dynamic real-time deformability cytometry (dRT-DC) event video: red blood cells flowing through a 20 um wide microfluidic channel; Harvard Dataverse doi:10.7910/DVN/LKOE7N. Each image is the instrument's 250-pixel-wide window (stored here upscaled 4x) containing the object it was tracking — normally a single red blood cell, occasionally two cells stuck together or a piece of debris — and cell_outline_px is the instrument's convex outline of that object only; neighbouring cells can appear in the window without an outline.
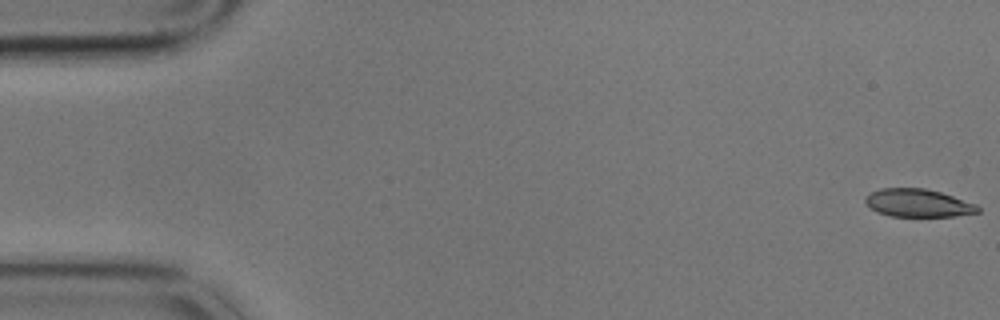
{"species": "common noctule bat (a hibernating species)", "species_latin": "Nyctalus noctula", "temperature_condition": "cold", "stored_images_in_passage": 16, "camera_frame_rate_fps": 3000, "um_per_image_px": 0.085, "animal": {"sex": "male", "body_mass_g": 17.9}, "frame": {"image": 1, "passage_image": 1, "time_ms": 0.0, "image_size_px": [1000, 320], "cell_outline_px": [[980, 212], [956, 216], [892, 216], [876, 212], [864, 200], [864, 196], [880, 188], [924, 188], [940, 192], [976, 204], [980, 208]], "centroid_in_image_um": [78.03, 17.25], "position_along_channel_um": 7.0, "area_um2": 18.21}}
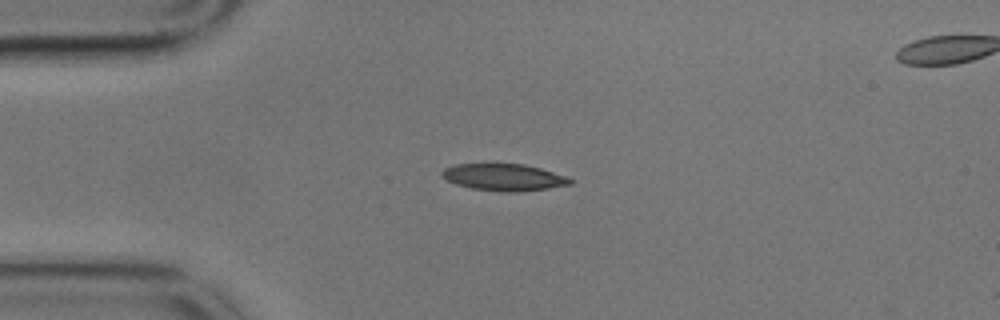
{"frame": {"image": 2, "passage_image": 14, "time_ms": 4.333, "image_size_px": [1000, 320], "cell_outline_px": [[572, 184], [548, 188], [520, 192], [504, 192], [472, 188], [456, 184], [444, 180], [440, 176], [440, 172], [444, 168], [456, 164], [524, 164], [540, 168], [564, 176], [572, 180]], "centroid_in_image_um": [42.77, 15.07], "position_along_channel_um": 42.2, "area_um2": 20.06}}